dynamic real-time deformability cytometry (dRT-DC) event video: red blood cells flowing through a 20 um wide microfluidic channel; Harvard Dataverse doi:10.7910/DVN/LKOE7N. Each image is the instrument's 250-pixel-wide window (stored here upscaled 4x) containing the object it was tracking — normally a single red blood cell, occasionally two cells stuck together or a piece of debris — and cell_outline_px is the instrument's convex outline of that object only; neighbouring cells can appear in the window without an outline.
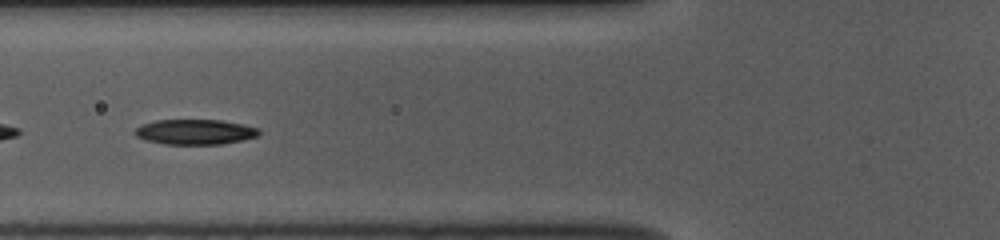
{"species": "common noctule bat (a hibernating species)", "species_latin": "Nyctalus noctula", "temperature_condition": "room temperature", "stored_images_in_passage": 16, "camera_frame_rate_fps": 3000, "um_per_image_px": 0.085, "animal": {"sex": "female", "body_mass_g": 10.0, "forearm_length_mm": 53.1}, "frame": {"image": 1, "passage_image": 5, "time_ms": 1.333, "image_size_px": [1000, 240], "cell_outline_px": [[260, 132], [256, 136], [240, 140], [220, 144], [164, 144], [144, 140], [136, 136], [132, 132], [140, 124], [156, 120], [220, 120], [244, 124], [260, 128]], "centroid_in_image_um": [16.53, 11.2], "position_along_channel_um": 109.3, "area_um2": 18.26}}
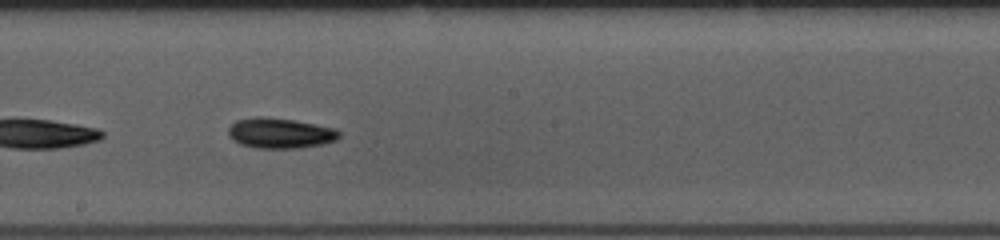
{"frame": {"image": 2, "passage_image": 14, "time_ms": 4.333, "image_size_px": [1000, 240], "cell_outline_px": [[340, 136], [336, 140], [320, 144], [296, 148], [256, 148], [240, 144], [232, 140], [228, 136], [228, 128], [236, 120], [256, 116], [260, 116], [296, 120], [336, 128], [340, 132]], "centroid_in_image_um": [23.78, 11.3], "position_along_channel_um": 224.4, "area_um2": 19.71}}